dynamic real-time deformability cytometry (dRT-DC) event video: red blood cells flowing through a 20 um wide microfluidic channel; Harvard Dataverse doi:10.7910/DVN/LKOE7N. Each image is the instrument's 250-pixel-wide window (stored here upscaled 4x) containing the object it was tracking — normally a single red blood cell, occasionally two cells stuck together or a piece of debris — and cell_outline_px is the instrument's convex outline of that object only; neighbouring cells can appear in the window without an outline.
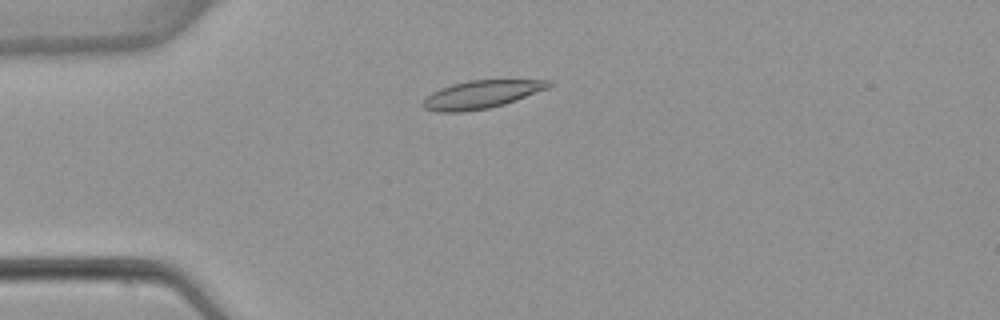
{"species": "common noctule bat (a hibernating species)", "species_latin": "Nyctalus noctula", "temperature_condition": "warm", "stored_images_in_passage": 8, "camera_frame_rate_fps": 3000, "um_per_image_px": 0.085, "animal": {"sex": "female", "body_mass_g": 22.7, "forearm_length_mm": 54.2}, "frame": {"image": 1, "passage_image": 3, "time_ms": 3.0, "image_size_px": [1000, 320], "cell_outline_px": [[552, 84], [548, 88], [516, 100], [504, 104], [488, 108], [464, 112], [440, 112], [424, 108], [420, 104], [432, 92], [440, 88], [452, 84], [468, 80], [552, 80]], "centroid_in_image_um": [40.9, 8.03], "position_along_channel_um": 44.1, "area_um2": 20.4}}
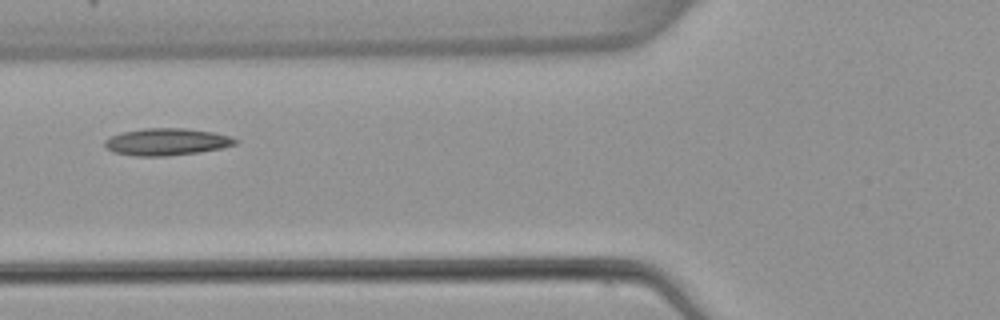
{"frame": {"image": 2, "passage_image": 5, "time_ms": 5.333, "image_size_px": [1000, 320], "cell_outline_px": [[240, 140], [236, 144], [220, 148], [200, 152], [168, 156], [136, 156], [112, 152], [104, 144], [104, 140], [112, 136], [124, 132], [144, 128], [184, 128], [212, 132], [228, 136]], "centroid_in_image_um": [14.17, 12.06], "position_along_channel_um": 111.6, "area_um2": 20.46}}
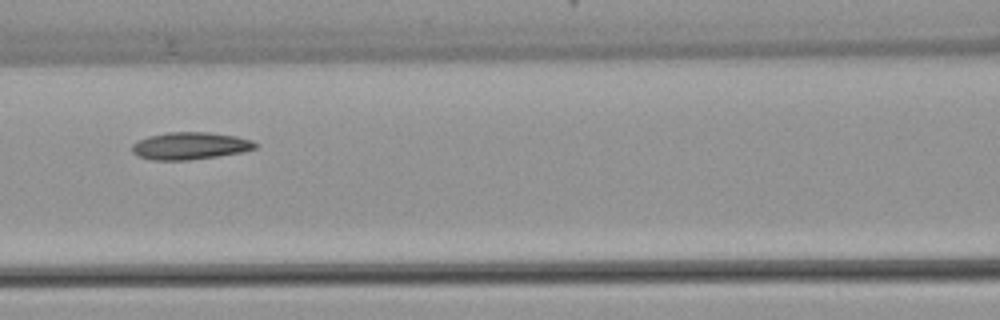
{"frame": {"image": 3, "passage_image": 6, "time_ms": 6.333, "image_size_px": [1000, 320], "cell_outline_px": [[256, 148], [244, 152], [188, 160], [152, 160], [136, 156], [132, 152], [132, 144], [148, 136], [168, 132], [208, 132], [236, 136], [252, 140], [256, 144]], "centroid_in_image_um": [16.14, 12.4], "position_along_channel_um": 150.5, "area_um2": 19.59}}